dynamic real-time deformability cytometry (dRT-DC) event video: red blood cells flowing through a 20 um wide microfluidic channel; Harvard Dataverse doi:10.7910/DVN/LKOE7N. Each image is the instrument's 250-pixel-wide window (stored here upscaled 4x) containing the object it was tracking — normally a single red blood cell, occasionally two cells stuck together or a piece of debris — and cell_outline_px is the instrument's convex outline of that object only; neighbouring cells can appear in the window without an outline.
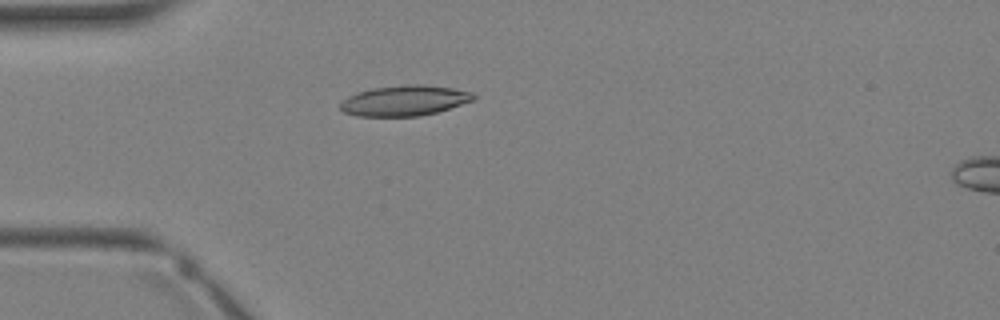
{"species": "Egyptian fruit bat (a non-hibernating species)", "species_latin": "Rousettus aegyptiacus", "temperature_condition": "warm", "stored_images_in_passage": 4, "segment_of_instrument_passage": [1, 2], "camera_frame_rate_fps": 3000, "um_per_image_px": 0.085, "animal": {"sex": "female"}, "frame": {"image": 1, "passage_image": 3, "time_ms": 2.333, "image_size_px": [1000, 320], "cell_outline_px": [[476, 96], [472, 100], [436, 112], [420, 116], [356, 116], [344, 112], [340, 108], [340, 104], [348, 96], [356, 92], [372, 88], [404, 84], [424, 84], [452, 88], [472, 92]], "centroid_in_image_um": [34.34, 8.54], "position_along_channel_um": 50.7, "area_um2": 23.52}}